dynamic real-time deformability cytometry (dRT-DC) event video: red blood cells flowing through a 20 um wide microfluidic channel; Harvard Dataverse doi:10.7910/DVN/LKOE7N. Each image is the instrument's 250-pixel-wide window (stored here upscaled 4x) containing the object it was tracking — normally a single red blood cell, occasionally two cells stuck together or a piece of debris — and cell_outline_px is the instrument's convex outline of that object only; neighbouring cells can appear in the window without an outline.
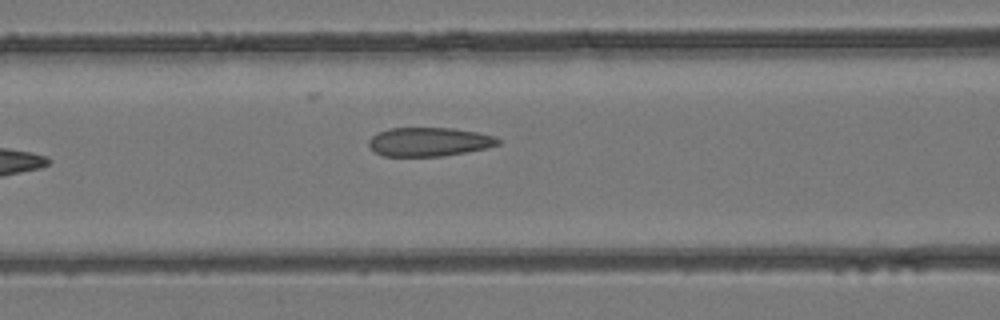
{"species": "common noctule bat (a hibernating species)", "species_latin": "Nyctalus noctula", "temperature_condition": "room temperature", "stored_images_in_passage": 7, "camera_frame_rate_fps": 3000, "um_per_image_px": 0.085, "animal": {"sex": "female", "body_mass_g": 24.6, "forearm_length_mm": 56.2}, "frame": {"image": 1, "passage_image": 7, "time_ms": 7.0, "image_size_px": [1000, 320], "cell_outline_px": [[500, 144], [484, 148], [444, 156], [384, 156], [376, 152], [368, 144], [368, 140], [376, 132], [388, 128], [452, 128], [476, 132], [492, 136], [500, 140]], "centroid_in_image_um": [36.42, 12.05], "position_along_channel_um": 130.2, "area_um2": 21.56}}